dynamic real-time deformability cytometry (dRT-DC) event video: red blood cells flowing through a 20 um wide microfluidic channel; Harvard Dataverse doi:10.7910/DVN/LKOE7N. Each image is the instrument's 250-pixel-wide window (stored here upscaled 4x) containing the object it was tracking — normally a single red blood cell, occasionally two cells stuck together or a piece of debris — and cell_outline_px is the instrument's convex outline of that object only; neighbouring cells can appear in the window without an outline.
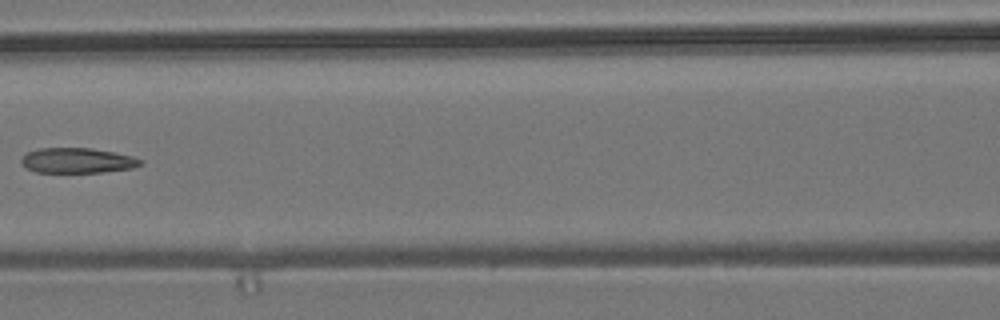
{"species": "common noctule bat (a hibernating species)", "species_latin": "Nyctalus noctula", "temperature_condition": "room temperature", "stored_images_in_passage": 6, "camera_frame_rate_fps": 3000, "um_per_image_px": 0.085, "animal": {"sex": "male", "body_mass_g": 19.2, "forearm_length_mm": 51.8}, "frame": {"image": 1, "passage_image": 6, "time_ms": 6.667, "image_size_px": [1000, 320], "cell_outline_px": [[144, 164], [132, 168], [100, 172], [36, 172], [20, 164], [20, 160], [28, 152], [40, 148], [92, 148], [132, 156], [144, 160]], "centroid_in_image_um": [6.59, 13.64], "position_along_channel_um": 160.0, "area_um2": 17.4}}